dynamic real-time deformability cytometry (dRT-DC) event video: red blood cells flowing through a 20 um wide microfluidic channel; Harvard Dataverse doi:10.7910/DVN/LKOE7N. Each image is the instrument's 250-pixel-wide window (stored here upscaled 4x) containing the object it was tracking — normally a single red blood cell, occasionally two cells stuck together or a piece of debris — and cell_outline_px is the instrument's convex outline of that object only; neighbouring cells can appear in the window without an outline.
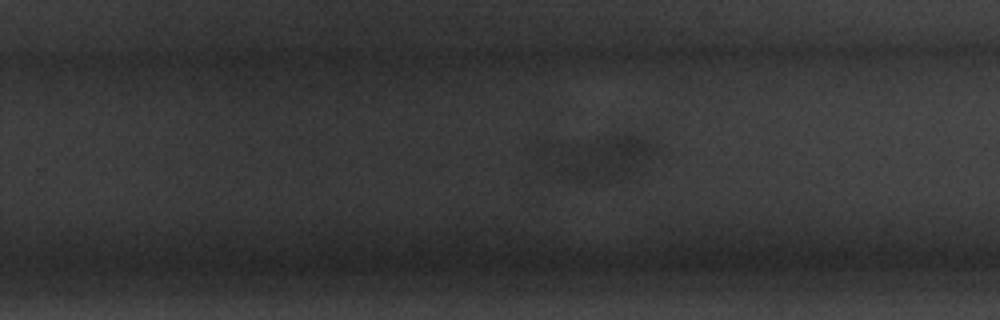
{"species": "common noctule bat (a hibernating species)", "species_latin": "Nyctalus noctula", "temperature_condition": "warm", "stored_images_in_passage": 24, "camera_frame_rate_fps": 3000, "um_per_image_px": 0.085, "animal": {"sex": "male", "body_mass_g": 20.1, "forearm_length_mm": 53.5}, "frame": {"image": 1, "passage_image": 17, "time_ms": 5.333, "image_size_px": [1000, 320], "cell_outline_px": [[664, 152], [640, 172], [616, 180], [564, 180], [552, 172], [536, 156], [536, 144], [540, 140], [604, 136], [632, 136], [648, 140], [660, 148]], "centroid_in_image_um": [50.75, 13.33], "position_along_channel_um": 279.1, "area_um2": 32.25}}
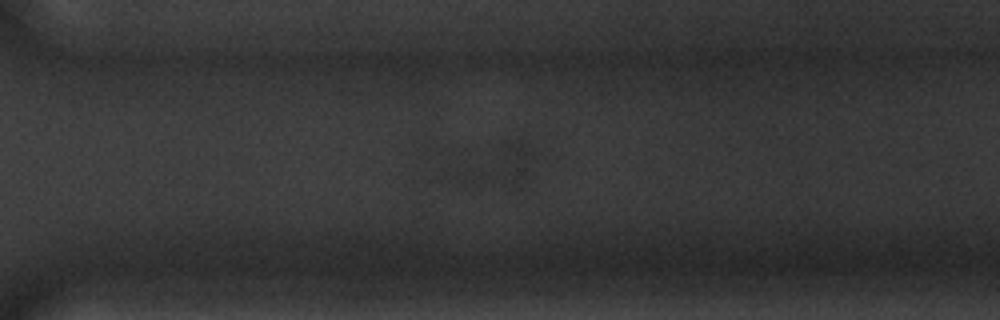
{"frame": {"image": 2, "passage_image": 21, "time_ms": 6.667, "image_size_px": [1000, 320], "cell_outline_px": [[536, 152], [528, 180], [516, 184], [464, 188], [448, 180], [452, 176], [508, 140], [524, 140]], "centroid_in_image_um": [42.39, 14.17], "position_along_channel_um": 328.2, "area_um2": 18.61}}